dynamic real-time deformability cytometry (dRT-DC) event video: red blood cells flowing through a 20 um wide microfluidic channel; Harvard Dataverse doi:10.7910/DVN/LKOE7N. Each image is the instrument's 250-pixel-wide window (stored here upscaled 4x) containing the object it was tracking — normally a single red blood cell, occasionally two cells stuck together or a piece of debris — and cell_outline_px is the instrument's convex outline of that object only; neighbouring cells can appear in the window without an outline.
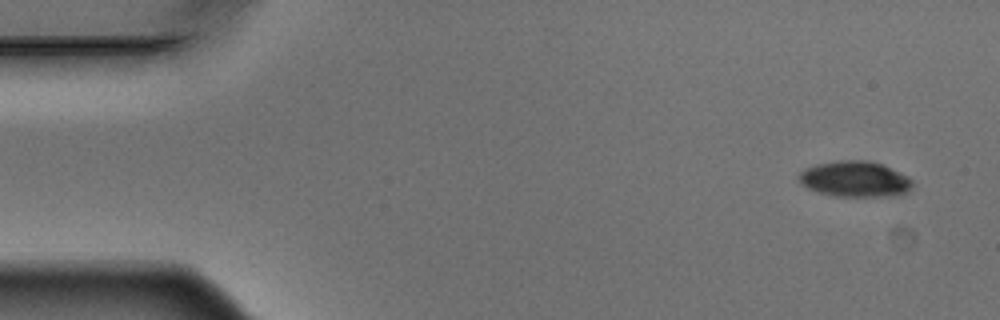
{"species": "Egyptian fruit bat (a non-hibernating species)", "species_latin": "Rousettus aegyptiacus", "temperature_condition": "warm", "stored_images_in_passage": 4, "camera_frame_rate_fps": 3000, "um_per_image_px": 0.085, "animal": {"sex": "male"}, "frame": {"image": 1, "passage_image": 1, "time_ms": 0.0, "image_size_px": [1000, 320], "cell_outline_px": [[912, 188], [908, 192], [888, 196], [836, 196], [820, 192], [808, 188], [800, 184], [796, 176], [804, 168], [816, 164], [840, 160], [868, 160], [880, 164], [908, 176], [912, 180]], "centroid_in_image_um": [72.63, 15.21], "position_along_channel_um": 12.4, "area_um2": 23.64}}
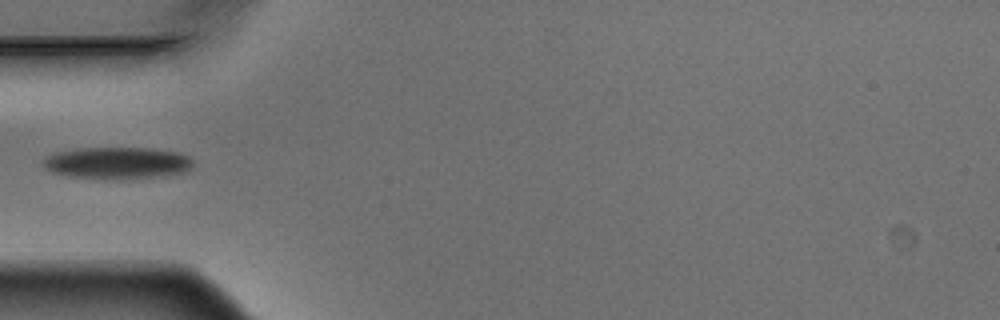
{"frame": {"image": 2, "passage_image": 4, "time_ms": 1.0, "image_size_px": [1000, 320], "cell_outline_px": [[192, 168], [188, 172], [160, 176], [120, 180], [100, 180], [68, 176], [52, 172], [44, 168], [40, 164], [40, 160], [44, 156], [52, 152], [80, 148], [148, 148], [176, 152], [188, 156], [192, 160]], "centroid_in_image_um": [9.88, 13.87], "position_along_channel_um": 75.1, "area_um2": 28.67}}